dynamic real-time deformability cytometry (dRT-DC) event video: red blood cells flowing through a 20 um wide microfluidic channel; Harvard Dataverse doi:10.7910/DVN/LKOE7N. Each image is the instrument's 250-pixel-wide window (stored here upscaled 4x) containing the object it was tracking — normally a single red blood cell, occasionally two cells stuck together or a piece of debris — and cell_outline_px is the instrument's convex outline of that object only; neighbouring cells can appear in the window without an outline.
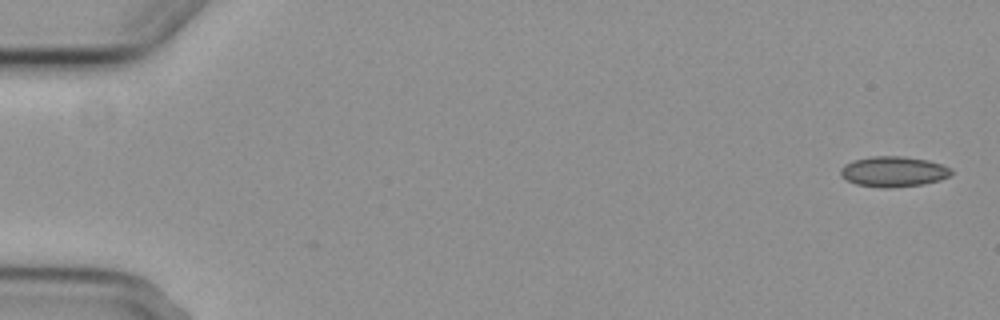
{"species": "common noctule bat (a hibernating species)", "species_latin": "Nyctalus noctula", "temperature_condition": "cold", "stored_images_in_passage": 5, "camera_frame_rate_fps": 3000, "um_per_image_px": 0.085, "animal": {"sex": "female", "body_mass_g": 29.2, "forearm_length_mm": 56.3}, "frame": {"image": 1, "passage_image": 1, "time_ms": 0.0, "image_size_px": [1000, 320], "cell_outline_px": [[952, 172], [948, 176], [940, 180], [920, 184], [884, 188], [880, 188], [856, 184], [840, 176], [840, 168], [844, 164], [856, 160], [872, 156], [904, 156], [928, 160], [940, 164], [948, 168]], "centroid_in_image_um": [75.9, 14.58], "position_along_channel_um": 9.1, "area_um2": 19.36}}
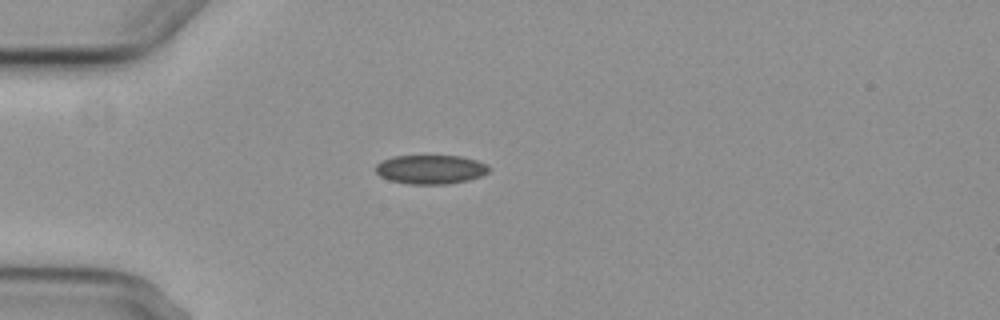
{"frame": {"image": 2, "passage_image": 5, "time_ms": 4.667, "image_size_px": [1000, 320], "cell_outline_px": [[488, 172], [480, 176], [468, 180], [448, 184], [408, 184], [388, 180], [380, 176], [376, 172], [376, 164], [392, 156], [460, 156], [476, 160], [488, 164]], "centroid_in_image_um": [36.59, 14.4], "position_along_channel_um": 48.4, "area_um2": 19.13}}